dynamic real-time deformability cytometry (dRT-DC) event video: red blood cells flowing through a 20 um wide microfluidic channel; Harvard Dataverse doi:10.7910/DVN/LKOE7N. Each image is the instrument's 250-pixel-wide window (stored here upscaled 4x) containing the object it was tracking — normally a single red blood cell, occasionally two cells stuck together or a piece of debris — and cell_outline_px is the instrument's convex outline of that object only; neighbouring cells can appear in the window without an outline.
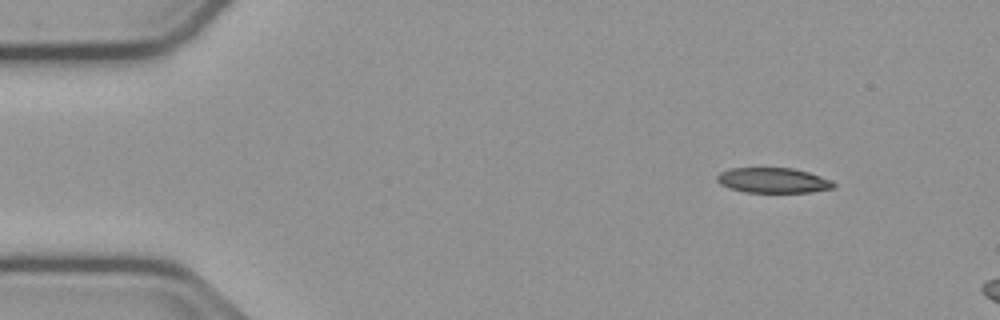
{"species": "common noctule bat (a hibernating species)", "species_latin": "Nyctalus noctula", "temperature_condition": "cold", "stored_images_in_passage": 10, "camera_frame_rate_fps": 3000, "um_per_image_px": 0.085, "animal": {"sex": "male", "body_mass_g": 23.1, "forearm_length_mm": 52.7}, "frame": {"image": 1, "passage_image": 1, "time_ms": 0.0, "image_size_px": [1000, 320], "cell_outline_px": [[836, 184], [832, 188], [812, 192], [744, 192], [728, 188], [720, 184], [716, 180], [716, 176], [720, 172], [728, 168], [792, 168], [808, 172], [832, 180]], "centroid_in_image_um": [65.68, 15.33], "position_along_channel_um": 19.3, "area_um2": 17.17}}